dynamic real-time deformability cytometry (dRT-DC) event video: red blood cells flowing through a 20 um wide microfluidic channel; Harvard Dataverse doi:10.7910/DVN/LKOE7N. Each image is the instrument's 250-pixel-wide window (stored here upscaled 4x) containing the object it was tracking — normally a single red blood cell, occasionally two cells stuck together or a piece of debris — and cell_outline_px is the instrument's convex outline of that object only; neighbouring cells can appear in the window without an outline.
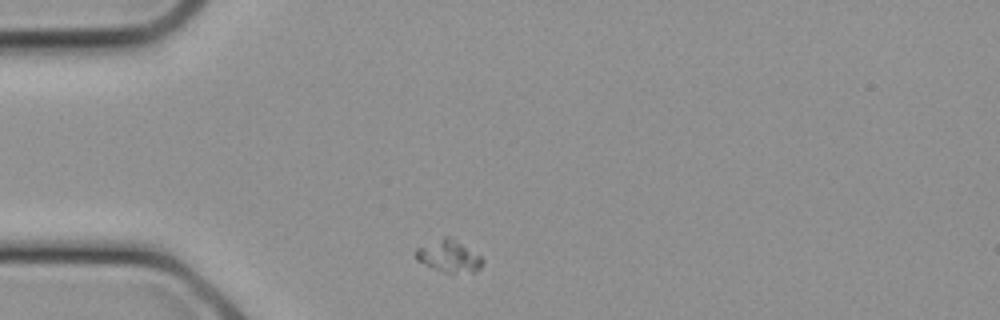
{"species": "common noctule bat (a hibernating species)", "species_latin": "Nyctalus noctula", "temperature_condition": "cold", "stored_images_in_passage": 17, "camera_frame_rate_fps": 3000, "um_per_image_px": 0.085, "animal": {"sex": "female", "body_mass_g": 21.9}, "frame": {"image": 1, "passage_image": 1, "time_ms": 0.0, "image_size_px": [1000, 320], "cell_outline_px": [[484, 260], [480, 268], [476, 272], [452, 276], [416, 260], [416, 248], [444, 236], [448, 236], [480, 256]], "centroid_in_image_um": [38.17, 21.84], "position_along_channel_um": 46.8, "area_um2": 12.54}}
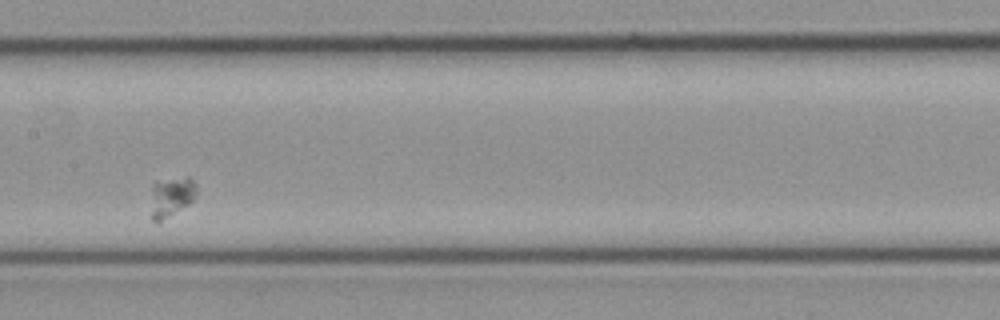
{"frame": {"image": 2, "passage_image": 8, "time_ms": 2.333, "image_size_px": [1000, 320], "cell_outline_px": [[196, 196], [188, 204], [156, 224], [152, 220], [152, 184], [188, 176], [192, 180], [196, 188]], "centroid_in_image_um": [14.56, 16.75], "position_along_channel_um": 192.8, "area_um2": 10.17}}
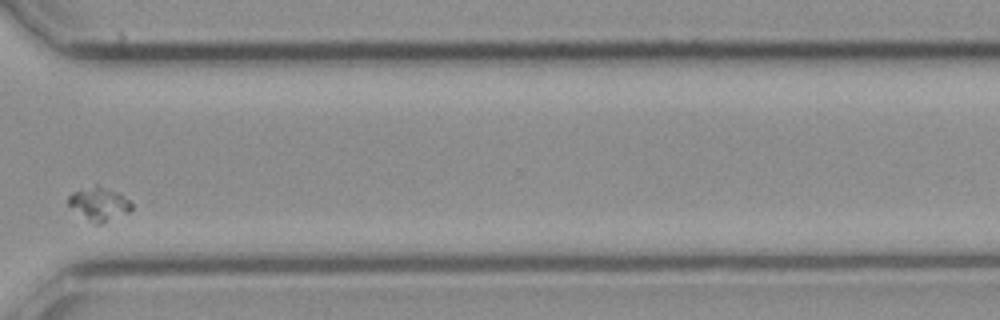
{"frame": {"image": 3, "passage_image": 15, "time_ms": 4.667, "image_size_px": [1000, 320], "cell_outline_px": [[132, 208], [128, 212], [100, 224], [96, 224], [88, 220], [68, 204], [68, 196], [72, 192], [96, 184], [116, 192], [128, 200], [132, 204]], "centroid_in_image_um": [8.4, 17.32], "position_along_channel_um": 362.2, "area_um2": 11.91}}